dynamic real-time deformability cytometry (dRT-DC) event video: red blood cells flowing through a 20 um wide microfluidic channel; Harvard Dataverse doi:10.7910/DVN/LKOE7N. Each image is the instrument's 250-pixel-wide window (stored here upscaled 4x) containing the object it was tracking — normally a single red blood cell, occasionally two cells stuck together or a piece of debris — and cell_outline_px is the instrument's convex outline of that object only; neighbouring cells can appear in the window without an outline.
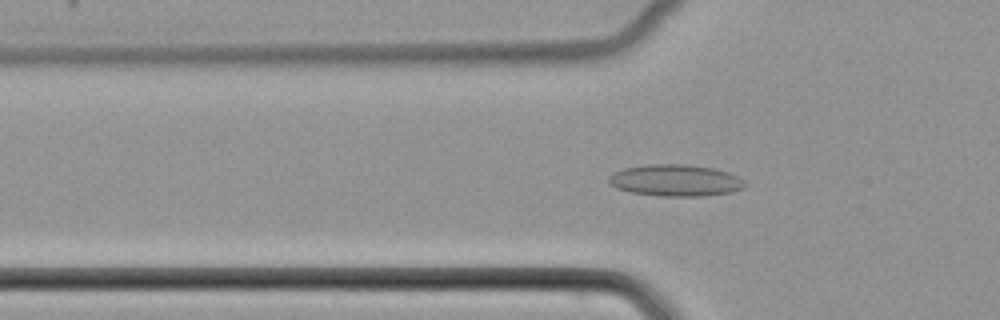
{"species": "common noctule bat (a hibernating species)", "species_latin": "Nyctalus noctula", "temperature_condition": "cold", "stored_images_in_passage": 44, "camera_frame_rate_fps": 3000, "um_per_image_px": 0.085, "animal": {"sex": "female", "body_mass_g": 22.7, "forearm_length_mm": 54.2}, "frame": {"image": 1, "passage_image": 15, "time_ms": 4.667, "image_size_px": [1000, 320], "cell_outline_px": [[748, 184], [744, 188], [732, 192], [704, 196], [660, 196], [632, 192], [616, 188], [608, 184], [608, 176], [624, 168], [648, 164], [688, 164], [712, 168], [728, 172], [744, 180]], "centroid_in_image_um": [57.43, 15.33], "position_along_channel_um": 68.4, "area_um2": 25.26}}
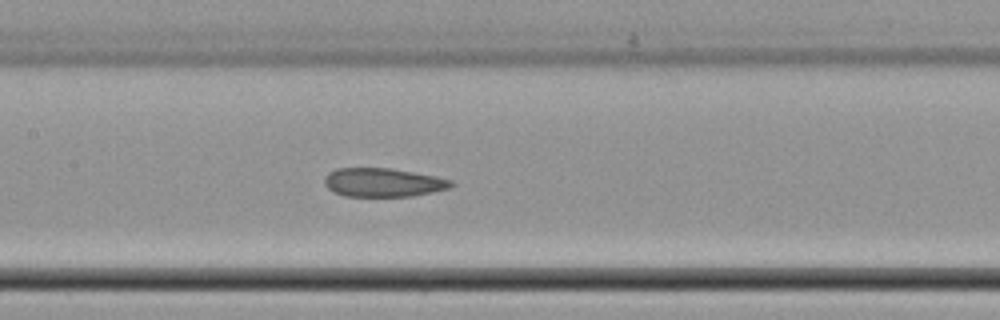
{"frame": {"image": 2, "passage_image": 23, "time_ms": 7.333, "image_size_px": [1000, 320], "cell_outline_px": [[456, 184], [448, 188], [432, 192], [412, 196], [344, 196], [332, 192], [324, 184], [324, 176], [328, 172], [336, 168], [388, 168], [436, 176], [452, 180]], "centroid_in_image_um": [32.53, 15.51], "position_along_channel_um": 174.9, "area_um2": 21.27}}
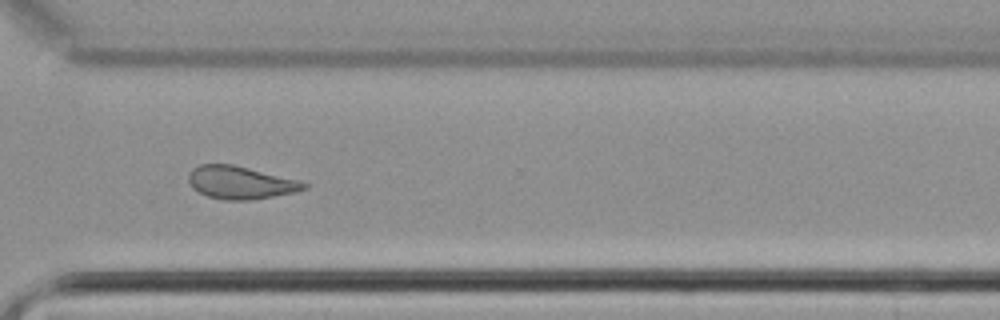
{"frame": {"image": 3, "passage_image": 36, "time_ms": 11.667, "image_size_px": [1000, 320], "cell_outline_px": [[308, 188], [296, 192], [252, 200], [224, 200], [208, 196], [192, 188], [188, 180], [188, 172], [192, 168], [200, 164], [232, 164], [300, 180], [308, 184]], "centroid_in_image_um": [20.44, 15.52], "position_along_channel_um": 350.2, "area_um2": 22.2}}